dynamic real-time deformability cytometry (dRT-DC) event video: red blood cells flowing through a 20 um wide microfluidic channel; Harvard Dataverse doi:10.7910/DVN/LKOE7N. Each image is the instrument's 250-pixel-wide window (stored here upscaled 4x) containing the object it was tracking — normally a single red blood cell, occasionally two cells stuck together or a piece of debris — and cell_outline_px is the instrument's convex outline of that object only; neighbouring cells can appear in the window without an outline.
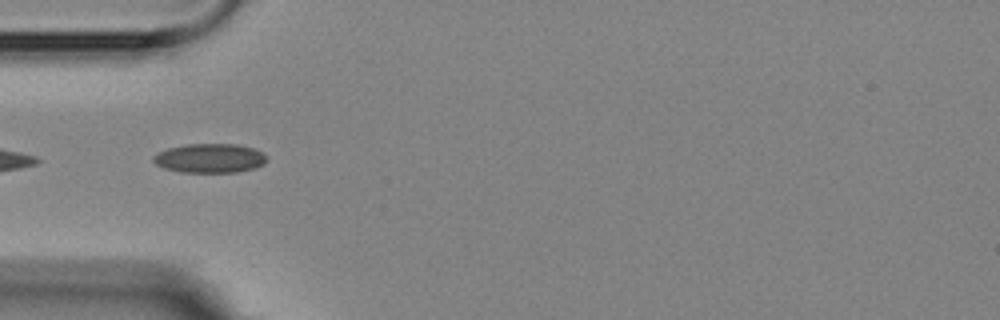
{"species": "Egyptian fruit bat (a non-hibernating species)", "species_latin": "Rousettus aegyptiacus", "temperature_condition": "room temperature", "stored_images_in_passage": 7, "camera_frame_rate_fps": 3000, "um_per_image_px": 0.085, "animal": {"sex": "female"}, "frame": {"image": 1, "passage_image": 5, "time_ms": 4.667, "image_size_px": [1000, 320], "cell_outline_px": [[268, 160], [264, 164], [256, 168], [236, 172], [180, 172], [164, 168], [156, 164], [152, 160], [152, 156], [168, 148], [184, 144], [236, 144], [252, 148], [264, 152], [268, 156]], "centroid_in_image_um": [17.87, 13.45], "position_along_channel_um": 67.1, "area_um2": 19.48}}
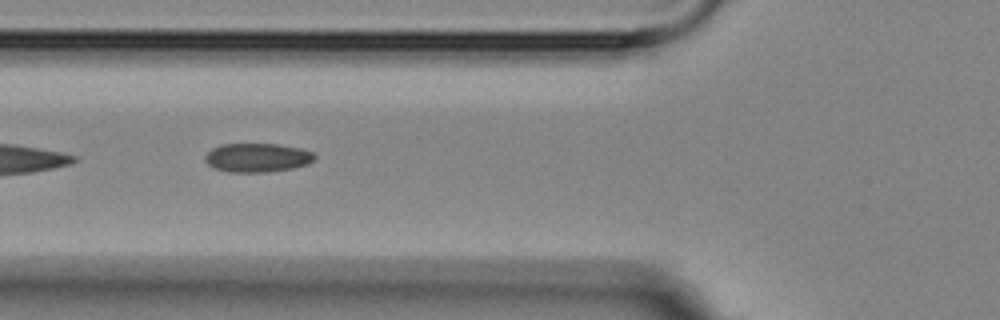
{"frame": {"image": 2, "passage_image": 6, "time_ms": 5.667, "image_size_px": [1000, 320], "cell_outline_px": [[316, 160], [308, 164], [292, 168], [264, 172], [228, 172], [216, 168], [208, 164], [204, 160], [204, 156], [212, 148], [220, 144], [276, 144], [300, 148], [312, 152], [316, 156]], "centroid_in_image_um": [21.87, 13.39], "position_along_channel_um": 103.9, "area_um2": 18.44}}
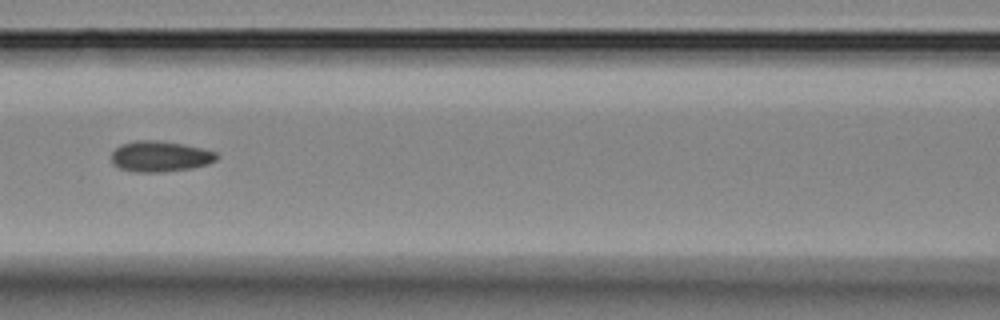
{"frame": {"image": 3, "passage_image": 7, "time_ms": 7.0, "image_size_px": [1000, 320], "cell_outline_px": [[220, 156], [216, 160], [208, 164], [192, 168], [164, 172], [136, 172], [120, 168], [112, 164], [112, 152], [120, 144], [136, 140], [156, 140], [184, 144], [216, 152]], "centroid_in_image_um": [13.61, 13.29], "position_along_channel_um": 153.0, "area_um2": 18.96}}